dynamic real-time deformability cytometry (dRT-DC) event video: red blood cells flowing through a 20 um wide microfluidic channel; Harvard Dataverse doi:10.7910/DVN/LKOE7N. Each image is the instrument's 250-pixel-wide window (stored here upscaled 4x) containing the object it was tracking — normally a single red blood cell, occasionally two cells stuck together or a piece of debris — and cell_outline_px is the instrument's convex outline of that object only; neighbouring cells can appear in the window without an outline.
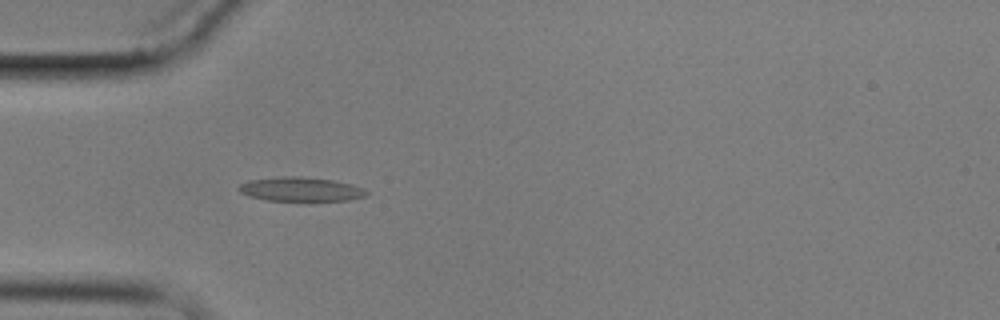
{"species": "common noctule bat (a hibernating species)", "species_latin": "Nyctalus noctula", "temperature_condition": "cold", "stored_images_in_passage": 6, "camera_frame_rate_fps": 3000, "um_per_image_px": 0.085, "animal": {"sex": "male", "body_mass_g": 17.9}, "frame": {"image": 1, "passage_image": 6, "time_ms": 5.667, "image_size_px": [1000, 320], "cell_outline_px": [[368, 196], [348, 200], [308, 204], [268, 200], [248, 196], [240, 192], [236, 188], [240, 184], [248, 180], [280, 176], [300, 176], [332, 180], [352, 184], [364, 188], [368, 192]], "centroid_in_image_um": [25.59, 16.13], "position_along_channel_um": 59.4, "area_um2": 19.13}}